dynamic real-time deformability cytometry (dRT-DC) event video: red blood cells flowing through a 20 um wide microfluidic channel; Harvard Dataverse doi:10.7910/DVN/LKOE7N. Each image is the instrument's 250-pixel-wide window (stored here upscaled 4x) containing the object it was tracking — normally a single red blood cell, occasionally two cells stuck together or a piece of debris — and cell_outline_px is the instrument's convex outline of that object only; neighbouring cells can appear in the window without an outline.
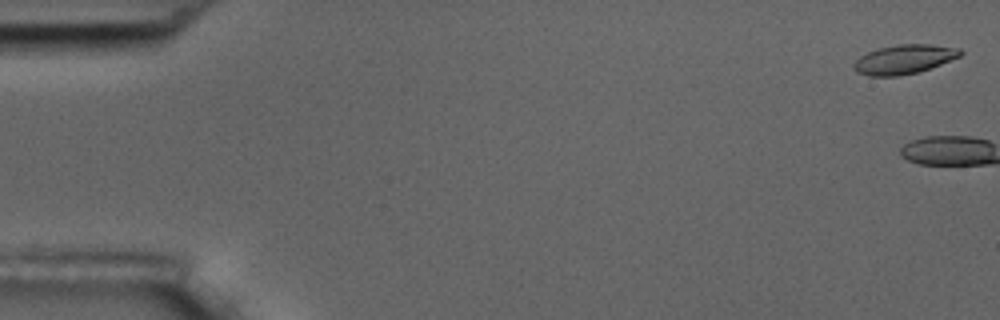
{"species": "common noctule bat (a hibernating species)", "species_latin": "Nyctalus noctula", "temperature_condition": "room temperature", "stored_images_in_passage": 6, "camera_frame_rate_fps": 3000, "um_per_image_px": 0.085, "animal": {"sex": "male", "body_mass_g": 17.5, "forearm_length_mm": 52.3}, "frame": {"image": 1, "passage_image": 1, "time_ms": 0.0, "image_size_px": [1000, 320], "cell_outline_px": [[964, 52], [960, 56], [920, 72], [900, 76], [868, 76], [856, 72], [852, 68], [852, 64], [860, 56], [868, 52], [880, 48], [900, 44], [928, 44], [960, 48]], "centroid_in_image_um": [76.83, 5.05], "position_along_channel_um": 8.2, "area_um2": 18.21}}